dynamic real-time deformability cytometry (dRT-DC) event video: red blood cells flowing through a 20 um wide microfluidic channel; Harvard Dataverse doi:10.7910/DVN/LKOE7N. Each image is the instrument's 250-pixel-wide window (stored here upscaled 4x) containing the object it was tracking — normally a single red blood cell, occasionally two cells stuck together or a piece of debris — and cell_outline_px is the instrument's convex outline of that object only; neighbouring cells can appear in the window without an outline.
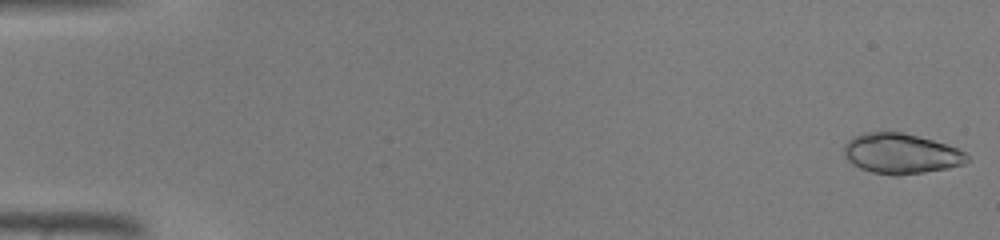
{"species": "common noctule bat (a hibernating species)", "species_latin": "Nyctalus noctula", "temperature_condition": "warm", "stored_images_in_passage": 45, "camera_frame_rate_fps": 3000, "um_per_image_px": 0.085, "animal": {"sex": "male", "body_mass_g": 19.0, "forearm_length_mm": 50.8}, "frame": {"image": 1, "passage_image": 1, "time_ms": 0.0, "image_size_px": [1000, 240], "cell_outline_px": [[968, 160], [964, 164], [948, 168], [900, 176], [892, 176], [872, 172], [860, 168], [852, 164], [844, 156], [844, 144], [848, 140], [864, 132], [900, 132], [932, 140], [956, 148], [964, 152], [968, 156]], "centroid_in_image_um": [76.55, 13.07], "position_along_channel_um": 8.5, "area_um2": 28.73}}
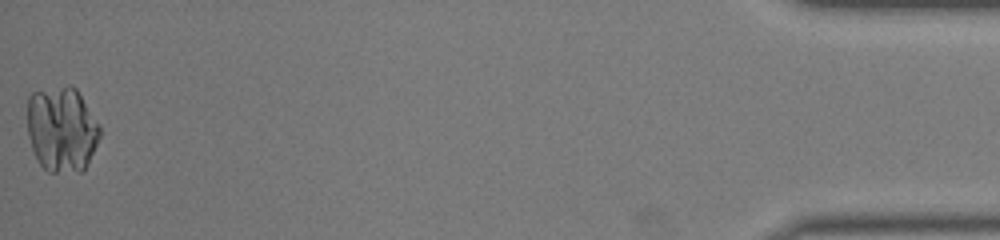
{"frame": {"image": 2, "passage_image": 45, "time_ms": 14.667, "image_size_px": [1000, 240], "cell_outline_px": [[100, 136], [84, 172], [48, 172], [36, 160], [28, 136], [28, 96], [32, 92], [68, 84], [76, 88], [100, 124]], "centroid_in_image_um": [5.25, 10.99], "position_along_channel_um": 429.9, "area_um2": 36.53}}